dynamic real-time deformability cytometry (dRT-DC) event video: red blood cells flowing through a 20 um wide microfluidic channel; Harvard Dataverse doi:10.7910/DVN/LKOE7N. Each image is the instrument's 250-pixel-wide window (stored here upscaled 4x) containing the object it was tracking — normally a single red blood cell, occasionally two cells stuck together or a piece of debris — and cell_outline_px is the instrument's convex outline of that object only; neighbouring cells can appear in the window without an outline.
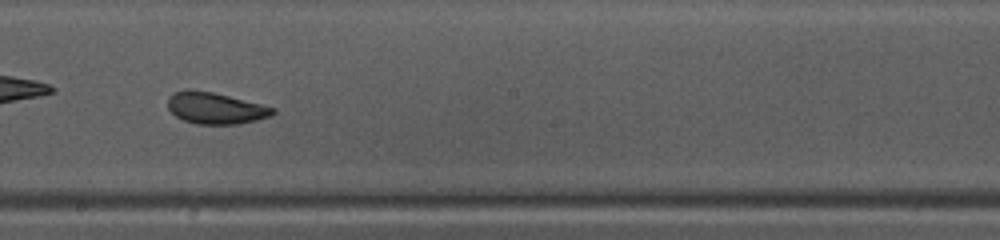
{"species": "common noctule bat (a hibernating species)", "species_latin": "Nyctalus noctula", "temperature_condition": "warm", "stored_images_in_passage": 37, "camera_frame_rate_fps": 3000, "um_per_image_px": 0.085, "animal": {"sex": "female", "body_mass_g": 10.0, "forearm_length_mm": 53.1}, "frame": {"image": 1, "passage_image": 16, "time_ms": 5.0, "image_size_px": [1000, 240], "cell_outline_px": [[276, 112], [272, 116], [240, 124], [196, 124], [184, 120], [176, 116], [168, 108], [168, 100], [172, 92], [184, 88], [188, 88], [212, 92], [276, 108]], "centroid_in_image_um": [18.29, 9.18], "position_along_channel_um": 229.9, "area_um2": 19.36}}
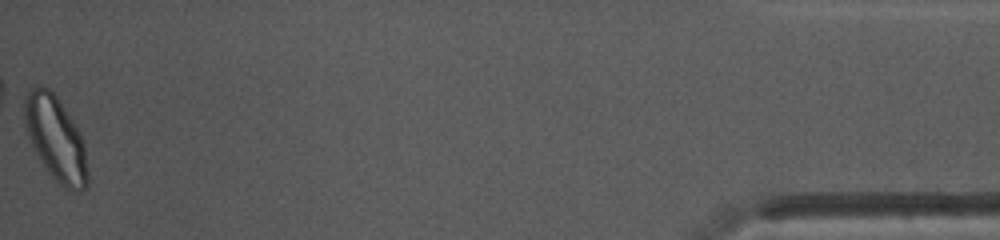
{"frame": {"image": 2, "passage_image": 37, "time_ms": 12.0, "image_size_px": [1000, 240], "cell_outline_px": [[88, 184], [80, 192], [72, 192], [64, 188], [48, 172], [36, 156], [32, 148], [24, 128], [24, 96], [32, 88], [48, 88], [56, 96], [80, 132], [84, 140], [88, 172]], "centroid_in_image_um": [4.73, 11.84], "position_along_channel_um": 430.5, "area_um2": 31.33}, "authors_computed_cell_mechanics": {"area_um2": 20.1722, "velocity_mm_per_s": 4.0935, "shape_relaxation_time_tau1_ms": 5.6625, "shape_relaxation_time_tau2_ms": 1.4578, "deformation_change_tau1": 0.1482, "deformation_change_tau2": 0.0646}}